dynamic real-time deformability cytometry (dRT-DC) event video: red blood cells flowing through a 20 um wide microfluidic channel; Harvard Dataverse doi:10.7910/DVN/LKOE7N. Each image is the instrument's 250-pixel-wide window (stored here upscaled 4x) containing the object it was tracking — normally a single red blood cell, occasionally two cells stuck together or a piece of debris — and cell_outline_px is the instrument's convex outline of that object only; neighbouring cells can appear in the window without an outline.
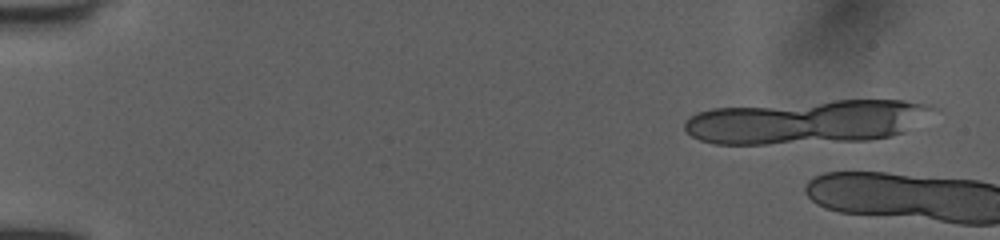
{"species": "human", "species_latin": "Homo sapiens", "temperature_condition": "room temperature", "stored_images_in_passage": 7, "camera_frame_rate_fps": 3000, "um_per_image_px": 0.085, "donor": {"sex": "female"}, "frame": {"image": 1, "passage_image": 2, "time_ms": 0.333, "image_size_px": [1000, 240], "cell_outline_px": [[940, 108], [904, 132], [892, 136], [868, 140], [768, 144], [712, 144], [700, 140], [692, 136], [684, 128], [684, 120], [696, 112], [712, 108], [836, 100], [904, 100], [936, 104]], "centroid_in_image_um": [68.61, 10.34], "position_along_channel_um": 16.4, "area_um2": 63.81}}